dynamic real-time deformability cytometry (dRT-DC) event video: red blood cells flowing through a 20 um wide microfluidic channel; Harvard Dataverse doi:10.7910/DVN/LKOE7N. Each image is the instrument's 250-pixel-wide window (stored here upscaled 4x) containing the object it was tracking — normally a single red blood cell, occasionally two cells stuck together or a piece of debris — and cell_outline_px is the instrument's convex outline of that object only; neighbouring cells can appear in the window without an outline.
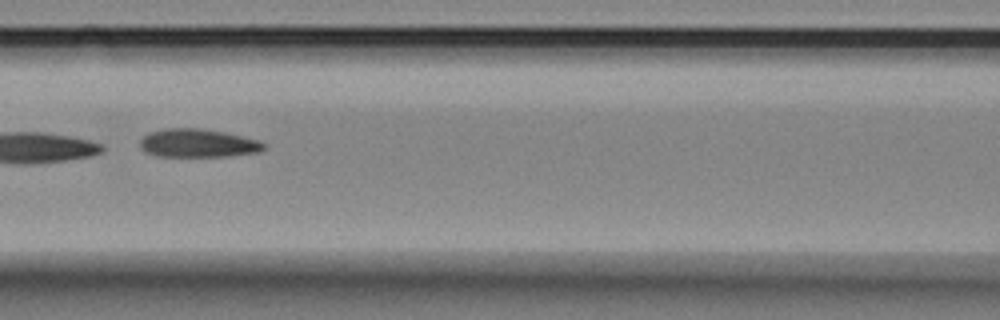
{"species": "Egyptian fruit bat (a non-hibernating species)", "species_latin": "Rousettus aegyptiacus", "temperature_condition": "room temperature", "stored_images_in_passage": 10, "camera_frame_rate_fps": 3000, "um_per_image_px": 0.085, "animal": {"sex": "female"}, "frame": {"image": 1, "passage_image": 6, "time_ms": 1.667, "image_size_px": [1000, 320], "cell_outline_px": [[268, 148], [260, 152], [228, 156], [156, 156], [144, 152], [140, 148], [140, 140], [148, 132], [164, 128], [200, 128], [224, 132], [244, 136], [260, 140], [268, 144]], "centroid_in_image_um": [16.86, 12.17], "position_along_channel_um": 149.7, "area_um2": 20.87}}
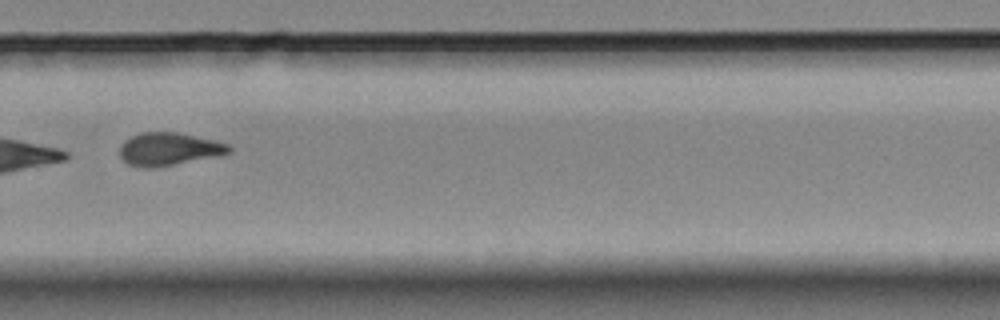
{"frame": {"image": 2, "passage_image": 10, "time_ms": 3.0, "image_size_px": [1000, 320], "cell_outline_px": [[232, 152], [220, 156], [152, 168], [140, 168], [128, 164], [120, 156], [120, 148], [124, 140], [140, 132], [176, 132], [216, 140], [228, 144], [232, 148]], "centroid_in_image_um": [14.38, 12.67], "position_along_channel_um": 315.4, "area_um2": 21.1}}